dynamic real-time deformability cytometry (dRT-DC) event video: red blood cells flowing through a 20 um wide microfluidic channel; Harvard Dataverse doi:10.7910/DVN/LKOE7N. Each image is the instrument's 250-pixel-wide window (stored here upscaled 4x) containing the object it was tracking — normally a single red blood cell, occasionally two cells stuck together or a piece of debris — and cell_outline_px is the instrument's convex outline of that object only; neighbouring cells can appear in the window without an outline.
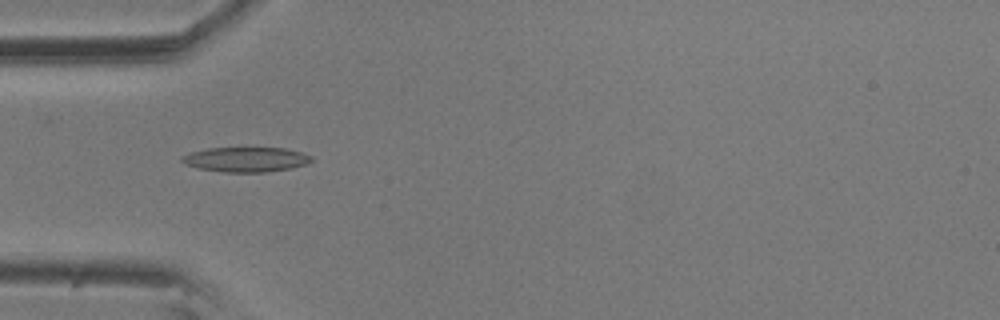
{"species": "common noctule bat (a hibernating species)", "species_latin": "Nyctalus noctula", "temperature_condition": "room temperature", "stored_images_in_passage": 56, "camera_frame_rate_fps": 3000, "um_per_image_px": 0.085, "animal": {"sex": "male", "body_mass_g": 20.5, "forearm_length_mm": 52.5}, "frame": {"image": 1, "passage_image": 17, "time_ms": 5.333, "image_size_px": [1000, 320], "cell_outline_px": [[312, 160], [308, 164], [292, 168], [264, 172], [224, 172], [196, 168], [184, 164], [180, 160], [180, 156], [192, 152], [208, 148], [284, 148], [300, 152], [312, 156]], "centroid_in_image_um": [20.88, 13.56], "position_along_channel_um": 64.1, "area_um2": 18.79}}
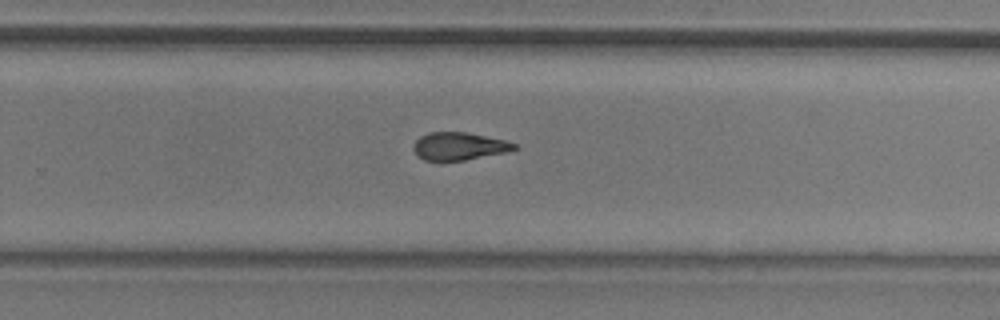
{"frame": {"image": 2, "passage_image": 36, "time_ms": 11.667, "image_size_px": [1000, 320], "cell_outline_px": [[516, 148], [508, 152], [464, 160], [424, 160], [416, 156], [412, 148], [412, 144], [420, 136], [428, 132], [464, 132], [504, 140], [516, 144]], "centroid_in_image_um": [38.96, 12.43], "position_along_channel_um": 290.8, "area_um2": 16.24}}
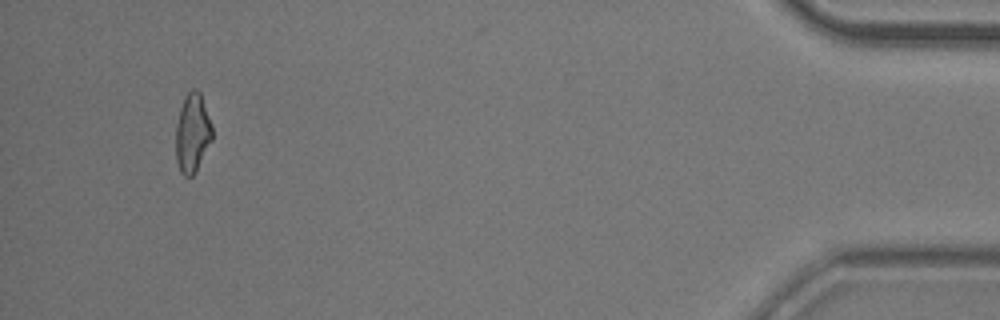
{"frame": {"image": 3, "passage_image": 53, "time_ms": 17.333, "image_size_px": [1000, 320], "cell_outline_px": [[212, 140], [196, 172], [192, 176], [184, 176], [180, 172], [176, 160], [176, 124], [180, 108], [184, 96], [192, 88], [196, 88], [200, 92], [212, 128]], "centroid_in_image_um": [16.34, 11.32], "position_along_channel_um": 418.9, "area_um2": 16.76}, "authors_computed_cell_mechanics": {"area_um2": 17.3111, "velocity_mm_per_s": 3.5718, "shape_relaxation_time_tau1_ms": null, "shape_relaxation_time_tau2_ms": 3.694, "deformation_change_tau1": null, "deformation_change_tau2": 0.1175}}